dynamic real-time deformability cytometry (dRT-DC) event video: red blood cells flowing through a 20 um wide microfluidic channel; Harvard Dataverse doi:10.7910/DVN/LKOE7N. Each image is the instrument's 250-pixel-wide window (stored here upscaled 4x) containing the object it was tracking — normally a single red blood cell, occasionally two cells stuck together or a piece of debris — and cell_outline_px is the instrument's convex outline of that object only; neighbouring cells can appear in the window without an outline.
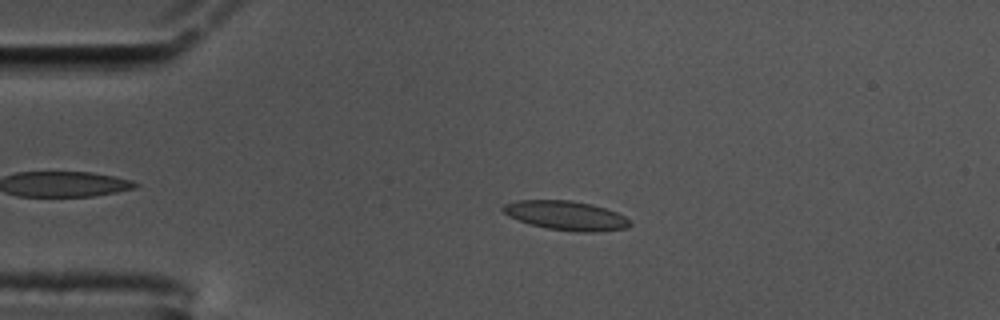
{"species": "common noctule bat (a hibernating species)", "species_latin": "Nyctalus noctula", "temperature_condition": "cold", "stored_images_in_passage": 58, "camera_frame_rate_fps": 3000, "um_per_image_px": 0.085, "animal": {"sex": "male", "body_mass_g": 17.5, "forearm_length_mm": 52.3}, "frame": {"image": 1, "passage_image": 12, "time_ms": 3.667, "image_size_px": [1000, 320], "cell_outline_px": [[632, 224], [628, 228], [596, 232], [576, 232], [548, 228], [532, 224], [508, 216], [500, 208], [504, 204], [516, 200], [572, 200], [592, 204], [616, 212], [624, 216]], "centroid_in_image_um": [48.12, 18.31], "position_along_channel_um": 36.9, "area_um2": 21.56}}
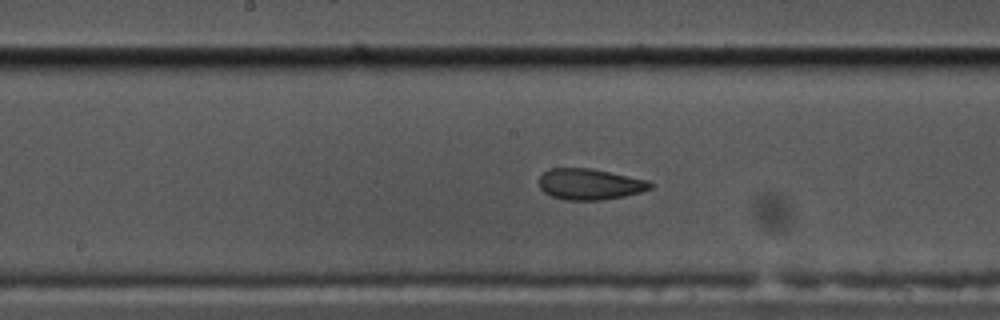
{"frame": {"image": 2, "passage_image": 29, "time_ms": 9.333, "image_size_px": [1000, 320], "cell_outline_px": [[652, 188], [640, 192], [624, 196], [600, 200], [564, 200], [552, 196], [544, 192], [540, 188], [540, 176], [548, 168], [592, 168], [648, 180], [652, 184]], "centroid_in_image_um": [50.12, 15.65], "position_along_channel_um": 198.1, "area_um2": 20.11}}
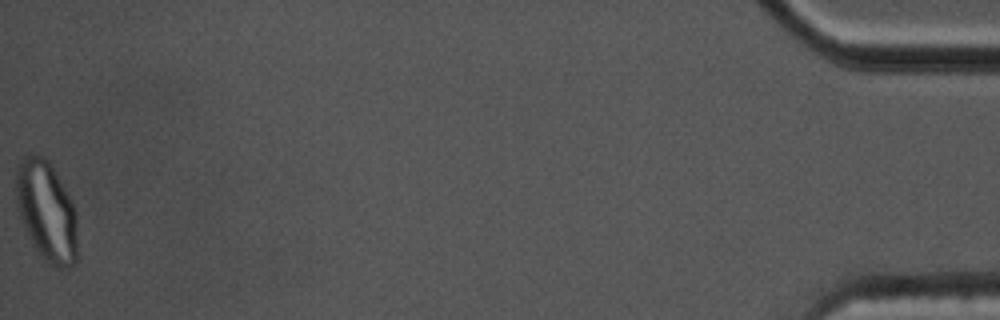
{"frame": {"image": 3, "passage_image": 58, "time_ms": 19.0, "image_size_px": [1000, 320], "cell_outline_px": [[76, 260], [68, 268], [60, 268], [48, 264], [44, 260], [32, 244], [24, 228], [20, 216], [16, 196], [16, 168], [20, 160], [24, 156], [44, 156], [48, 160], [72, 200], [76, 212]], "centroid_in_image_um": [3.95, 17.96], "position_along_channel_um": 431.3, "area_um2": 35.66}, "authors_computed_cell_mechanics": {"area_um2": 20.9236, "velocity_mm_per_s": 3.4331, "shape_relaxation_time_tau1_ms": null, "shape_relaxation_time_tau2_ms": 1.3459, "deformation_change_tau1": null, "deformation_change_tau2": 0.0732}}